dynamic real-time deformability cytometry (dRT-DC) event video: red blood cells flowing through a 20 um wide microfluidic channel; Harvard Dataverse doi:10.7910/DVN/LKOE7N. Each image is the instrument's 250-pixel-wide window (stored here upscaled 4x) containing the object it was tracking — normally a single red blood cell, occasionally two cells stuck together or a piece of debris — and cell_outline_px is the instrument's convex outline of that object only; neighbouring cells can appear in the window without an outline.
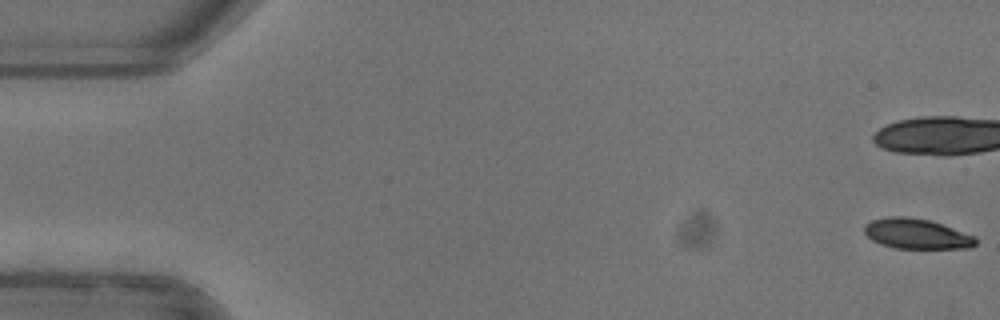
{"species": "common noctule bat (a hibernating species)", "species_latin": "Nyctalus noctula", "temperature_condition": "warm", "stored_images_in_passage": 11, "camera_frame_rate_fps": 3000, "um_per_image_px": 0.085, "animal": {"sex": "female"}, "frame": {"image": 1, "passage_image": 1, "time_ms": 0.0, "image_size_px": [1000, 320], "cell_outline_px": [[976, 244], [968, 248], [892, 248], [880, 244], [872, 240], [864, 232], [864, 224], [872, 220], [888, 216], [908, 216], [932, 220], [976, 236]], "centroid_in_image_um": [77.9, 19.86], "position_along_channel_um": 7.1, "area_um2": 19.83}}